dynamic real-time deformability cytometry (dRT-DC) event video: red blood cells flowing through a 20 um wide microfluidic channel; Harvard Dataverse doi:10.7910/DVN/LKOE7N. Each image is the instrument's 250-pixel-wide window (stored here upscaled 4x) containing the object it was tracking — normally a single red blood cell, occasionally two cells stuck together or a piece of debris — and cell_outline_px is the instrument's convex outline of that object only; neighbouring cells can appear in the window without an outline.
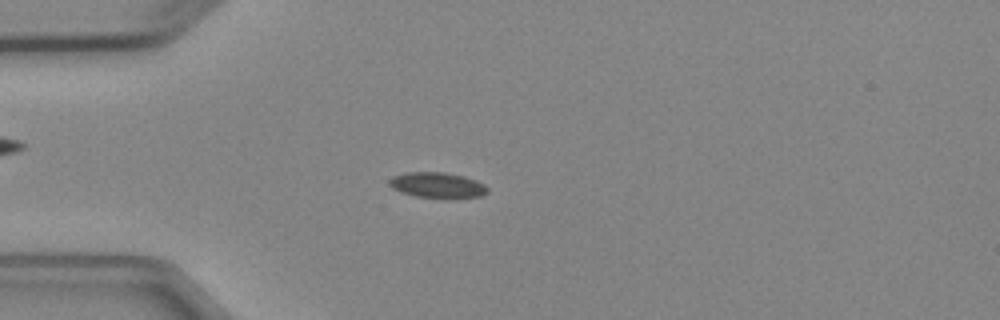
{"species": "Egyptian fruit bat (a non-hibernating species)", "species_latin": "Rousettus aegyptiacus", "temperature_condition": "cold", "stored_images_in_passage": 5, "camera_frame_rate_fps": 3000, "um_per_image_px": 0.085, "animal": {"sex": "female"}, "frame": {"image": 1, "passage_image": 4, "time_ms": 4.333, "image_size_px": [1000, 320], "cell_outline_px": [[488, 192], [480, 196], [448, 200], [416, 196], [400, 192], [392, 188], [388, 184], [388, 180], [392, 176], [408, 172], [444, 172], [464, 176], [476, 180], [484, 184], [488, 188]], "centroid_in_image_um": [37.18, 15.76], "position_along_channel_um": 47.8, "area_um2": 15.09}}